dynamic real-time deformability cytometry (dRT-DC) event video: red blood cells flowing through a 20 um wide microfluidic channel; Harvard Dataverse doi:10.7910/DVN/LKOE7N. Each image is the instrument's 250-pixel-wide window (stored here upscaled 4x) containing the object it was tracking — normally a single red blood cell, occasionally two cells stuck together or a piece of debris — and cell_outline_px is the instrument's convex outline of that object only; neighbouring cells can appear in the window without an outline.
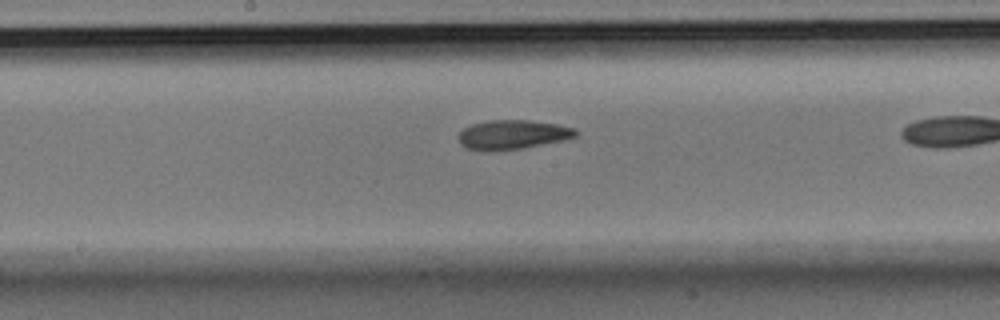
{"species": "Egyptian fruit bat (a non-hibernating species)", "species_latin": "Rousettus aegyptiacus", "temperature_condition": "room temperature", "stored_images_in_passage": 36, "camera_frame_rate_fps": 3000, "um_per_image_px": 0.085, "animal": {"sex": "male"}, "frame": {"image": 1, "passage_image": 16, "time_ms": 5.0, "image_size_px": [1000, 320], "cell_outline_px": [[576, 136], [564, 140], [524, 148], [468, 148], [460, 144], [456, 136], [464, 128], [472, 124], [488, 120], [532, 120], [556, 124], [576, 128]], "centroid_in_image_um": [43.61, 11.4], "position_along_channel_um": 204.6, "area_um2": 19.42}, "authors_computed_cell_mechanics": {"area_um2": 20.0566, "velocity_mm_per_s": 3.6547, "shape_relaxation_time_tau1_ms": null, "shape_relaxation_time_tau2_ms": 2.6731, "deformation_change_tau1": null, "deformation_change_tau2": 0.0935}}